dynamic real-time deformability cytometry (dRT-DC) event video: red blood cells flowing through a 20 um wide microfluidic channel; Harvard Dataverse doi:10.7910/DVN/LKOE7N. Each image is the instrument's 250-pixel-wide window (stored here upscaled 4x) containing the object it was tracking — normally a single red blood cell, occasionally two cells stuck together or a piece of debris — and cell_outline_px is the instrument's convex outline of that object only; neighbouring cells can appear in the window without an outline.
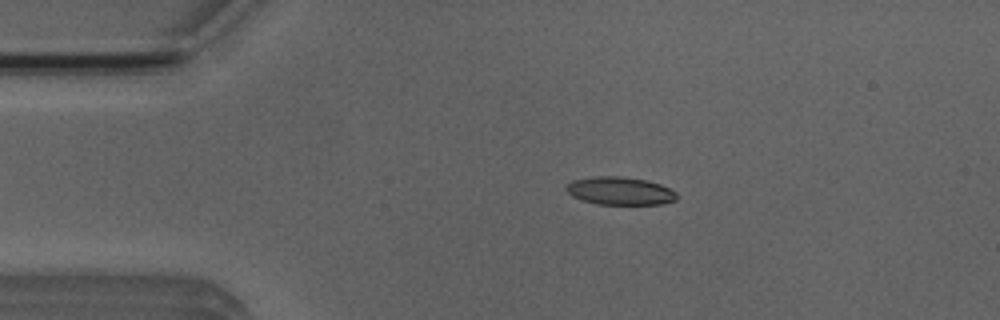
{"species": "Egyptian fruit bat (a non-hibernating species)", "species_latin": "Rousettus aegyptiacus", "temperature_condition": "room temperature", "stored_images_in_passage": 4, "camera_frame_rate_fps": 3000, "um_per_image_px": 0.085, "animal": {"sex": "male"}, "frame": {"image": 1, "passage_image": 3, "time_ms": 2.333, "image_size_px": [1000, 320], "cell_outline_px": [[676, 200], [660, 204], [596, 204], [572, 196], [564, 188], [572, 180], [596, 176], [620, 176], [648, 180], [660, 184], [676, 192]], "centroid_in_image_um": [52.69, 16.22], "position_along_channel_um": 32.3, "area_um2": 17.92}}
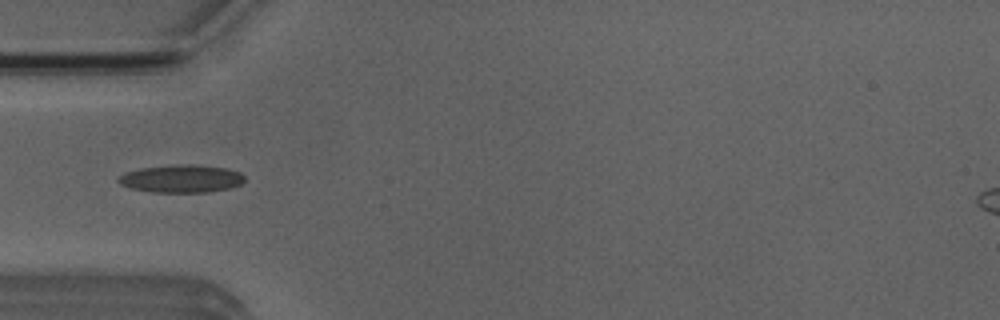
{"frame": {"image": 2, "passage_image": 4, "time_ms": 4.333, "image_size_px": [1000, 320], "cell_outline_px": [[244, 180], [240, 184], [232, 188], [208, 192], [152, 192], [128, 188], [120, 184], [116, 180], [124, 172], [140, 168], [176, 164], [196, 164], [228, 168], [240, 172], [244, 176]], "centroid_in_image_um": [15.41, 15.18], "position_along_channel_um": 69.6, "area_um2": 20.75}}